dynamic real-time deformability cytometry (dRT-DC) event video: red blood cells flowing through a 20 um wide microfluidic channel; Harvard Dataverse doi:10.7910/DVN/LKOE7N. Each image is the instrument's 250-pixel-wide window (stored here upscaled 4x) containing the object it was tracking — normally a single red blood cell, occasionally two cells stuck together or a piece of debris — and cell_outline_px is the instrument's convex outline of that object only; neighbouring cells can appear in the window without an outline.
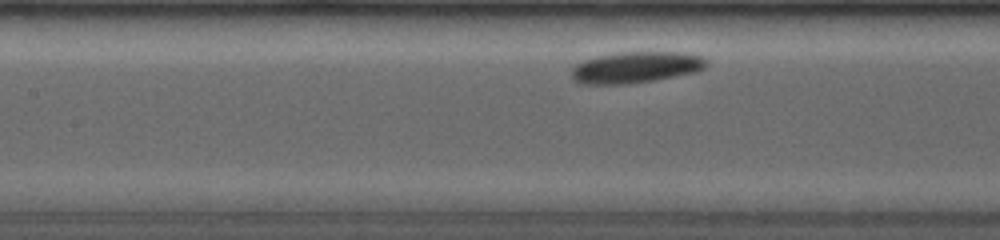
{"species": "common noctule bat (a hibernating species)", "species_latin": "Nyctalus noctula", "temperature_condition": "room temperature", "stored_images_in_passage": 10, "segment_of_instrument_passage": [2, 2], "camera_frame_rate_fps": 4000, "um_per_image_px": 0.085, "animal": {"sex": "female", "body_mass_g": 19.0, "forearm_length_mm": 53.3}, "frame": {"image": 1, "passage_image": 10, "time_ms": 5.5, "image_size_px": [1000, 240], "cell_outline_px": [[708, 64], [704, 68], [696, 72], [656, 80], [628, 84], [580, 84], [572, 76], [572, 68], [576, 64], [584, 60], [596, 56], [616, 52], [680, 52], [700, 56], [708, 60]], "centroid_in_image_um": [54.05, 5.72], "position_along_channel_um": 153.3, "area_um2": 24.74}}